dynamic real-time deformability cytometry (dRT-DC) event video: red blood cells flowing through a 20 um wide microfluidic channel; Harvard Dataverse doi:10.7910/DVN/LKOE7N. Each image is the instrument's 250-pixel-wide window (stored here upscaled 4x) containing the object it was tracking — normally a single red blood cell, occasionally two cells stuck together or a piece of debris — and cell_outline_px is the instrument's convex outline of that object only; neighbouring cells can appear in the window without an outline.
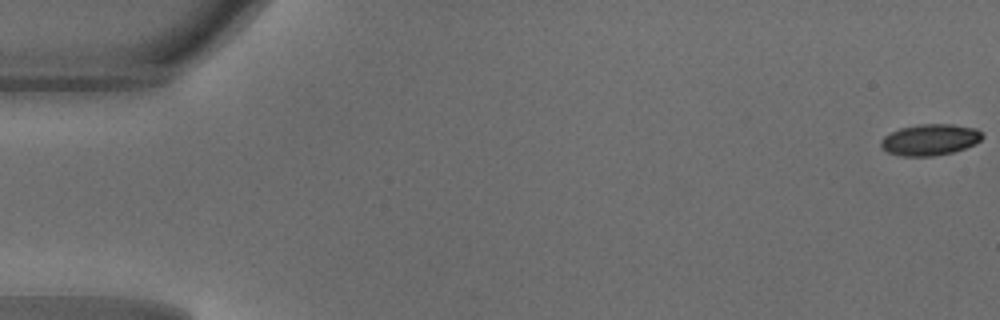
{"species": "common noctule bat (a hibernating species)", "species_latin": "Nyctalus noctula", "temperature_condition": "warm", "stored_images_in_passage": 49, "camera_frame_rate_fps": 3000, "um_per_image_px": 0.085, "animal": {"sex": "male", "body_mass_g": 18.8}, "frame": {"image": 1, "passage_image": 1, "time_ms": 0.0, "image_size_px": [1000, 320], "cell_outline_px": [[984, 136], [976, 144], [952, 152], [932, 156], [900, 156], [888, 152], [880, 148], [880, 140], [884, 136], [900, 128], [920, 124], [952, 124], [976, 128]], "centroid_in_image_um": [79.03, 11.87], "position_along_channel_um": 6.0, "area_um2": 18.5}}
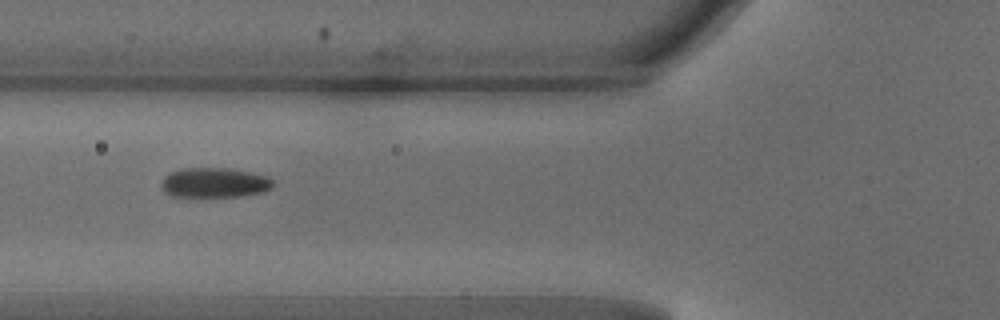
{"frame": {"image": 2, "passage_image": 19, "time_ms": 6.0, "image_size_px": [1000, 320], "cell_outline_px": [[272, 188], [264, 192], [240, 196], [172, 196], [164, 192], [160, 188], [160, 180], [164, 176], [172, 172], [184, 168], [224, 168], [248, 172], [268, 176], [272, 180]], "centroid_in_image_um": [18.19, 15.53], "position_along_channel_um": 107.6, "area_um2": 19.36}}
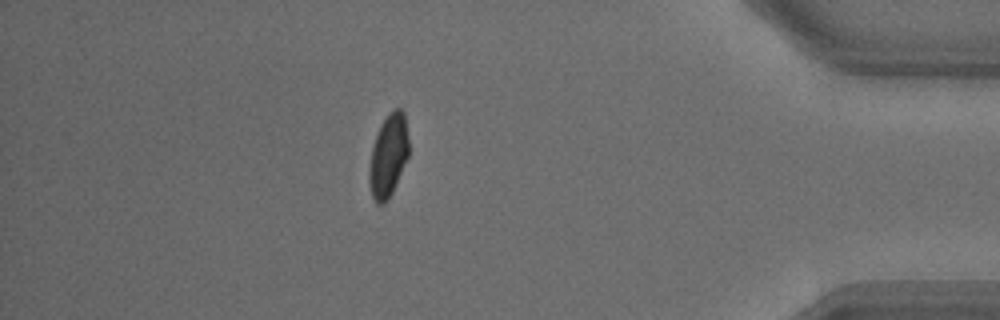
{"frame": {"image": 3, "passage_image": 43, "time_ms": 14.0, "image_size_px": [1000, 320], "cell_outline_px": [[408, 156], [392, 192], [388, 200], [384, 204], [376, 204], [372, 196], [368, 180], [368, 172], [372, 148], [380, 124], [388, 112], [392, 108], [400, 108], [404, 112], [408, 136]], "centroid_in_image_um": [33.0, 13.21], "position_along_channel_um": 402.2, "area_um2": 19.13}, "authors_computed_cell_mechanics": {"area_um2": 19.4786, "velocity_mm_per_s": 4.1889, "shape_relaxation_time_tau1_ms": 3.722, "shape_relaxation_time_tau2_ms": 0.8595, "deformation_change_tau1": 0.1362, "deformation_change_tau2": 0.0509}}